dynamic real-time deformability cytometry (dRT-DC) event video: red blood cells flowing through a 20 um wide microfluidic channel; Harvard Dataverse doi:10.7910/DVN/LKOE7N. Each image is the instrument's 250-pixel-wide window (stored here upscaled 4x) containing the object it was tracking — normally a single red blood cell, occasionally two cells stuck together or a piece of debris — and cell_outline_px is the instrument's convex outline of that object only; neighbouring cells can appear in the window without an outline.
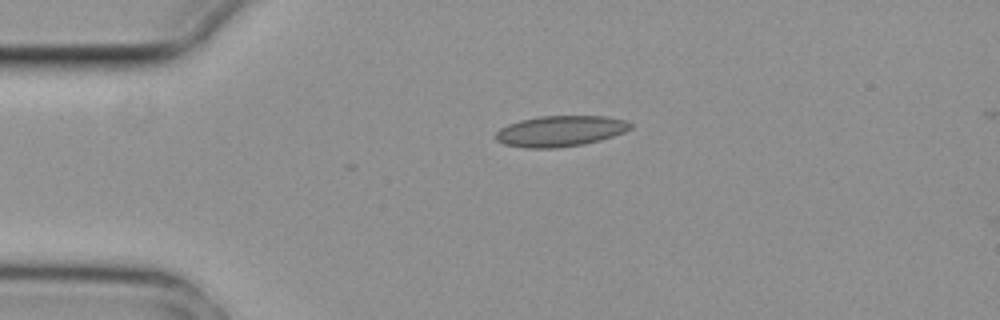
{"species": "common noctule bat (a hibernating species)", "species_latin": "Nyctalus noctula", "temperature_condition": "cold", "stored_images_in_passage": 5, "camera_frame_rate_fps": 3000, "um_per_image_px": 0.085, "animal": {"sex": "female", "body_mass_g": 29.2, "forearm_length_mm": 56.3}, "frame": {"image": 1, "passage_image": 5, "time_ms": 1.333, "image_size_px": [1000, 320], "cell_outline_px": [[632, 128], [624, 132], [600, 140], [584, 144], [556, 148], [524, 148], [504, 144], [496, 140], [496, 132], [500, 128], [508, 124], [520, 120], [540, 116], [608, 116], [624, 120], [632, 124]], "centroid_in_image_um": [47.62, 11.14], "position_along_channel_um": 37.4, "area_um2": 24.22}}